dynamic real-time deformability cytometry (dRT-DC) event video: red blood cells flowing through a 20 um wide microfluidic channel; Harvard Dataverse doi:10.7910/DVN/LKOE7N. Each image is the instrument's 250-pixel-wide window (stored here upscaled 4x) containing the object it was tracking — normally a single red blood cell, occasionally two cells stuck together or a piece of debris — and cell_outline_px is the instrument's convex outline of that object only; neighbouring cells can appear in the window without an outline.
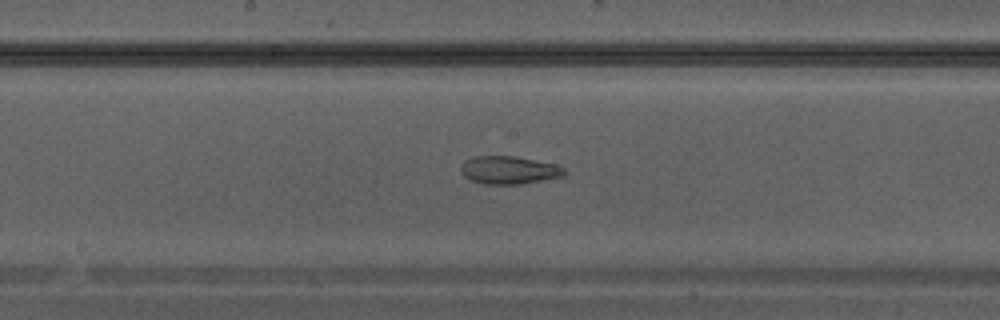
{"species": "Egyptian fruit bat (a non-hibernating species)", "species_latin": "Rousettus aegyptiacus", "temperature_condition": "warm", "stored_images_in_passage": 33, "camera_frame_rate_fps": 3000, "um_per_image_px": 0.085, "animal": {"sex": "male"}, "frame": {"image": 1, "passage_image": 15, "time_ms": 4.667, "image_size_px": [1000, 320], "cell_outline_px": [[568, 172], [564, 176], [520, 184], [484, 184], [472, 180], [464, 176], [460, 172], [460, 164], [464, 160], [476, 156], [512, 156], [556, 164], [564, 168]], "centroid_in_image_um": [43.25, 14.45], "position_along_channel_um": 205.0, "area_um2": 16.88}}